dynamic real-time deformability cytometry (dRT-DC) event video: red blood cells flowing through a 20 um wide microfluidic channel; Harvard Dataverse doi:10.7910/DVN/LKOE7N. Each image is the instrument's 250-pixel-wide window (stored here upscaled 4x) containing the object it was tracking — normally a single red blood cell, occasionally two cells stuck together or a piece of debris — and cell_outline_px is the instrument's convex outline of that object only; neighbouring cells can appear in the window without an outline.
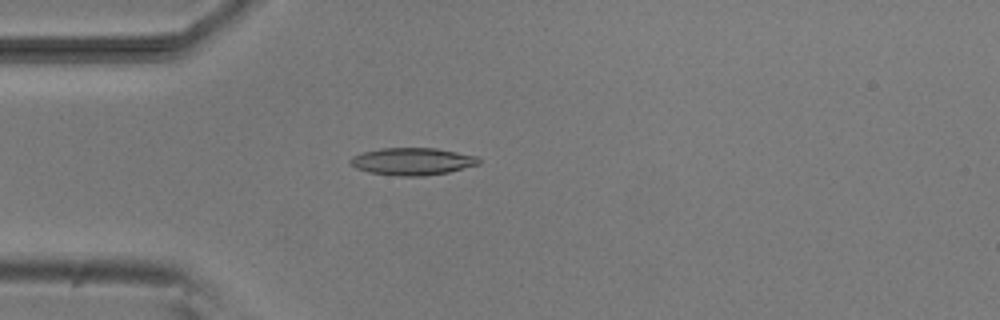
{"species": "common noctule bat (a hibernating species)", "species_latin": "Nyctalus noctula", "temperature_condition": "room temperature", "stored_images_in_passage": 51, "camera_frame_rate_fps": 3000, "um_per_image_px": 0.085, "animal": {"sex": "male", "body_mass_g": 20.5, "forearm_length_mm": 52.5}, "frame": {"image": 1, "passage_image": 13, "time_ms": 4.0, "image_size_px": [1000, 320], "cell_outline_px": [[480, 164], [448, 172], [424, 176], [400, 176], [368, 172], [356, 168], [348, 160], [352, 156], [364, 152], [380, 148], [436, 148], [476, 156], [480, 160]], "centroid_in_image_um": [35.04, 13.72], "position_along_channel_um": 50.0, "area_um2": 20.35}}
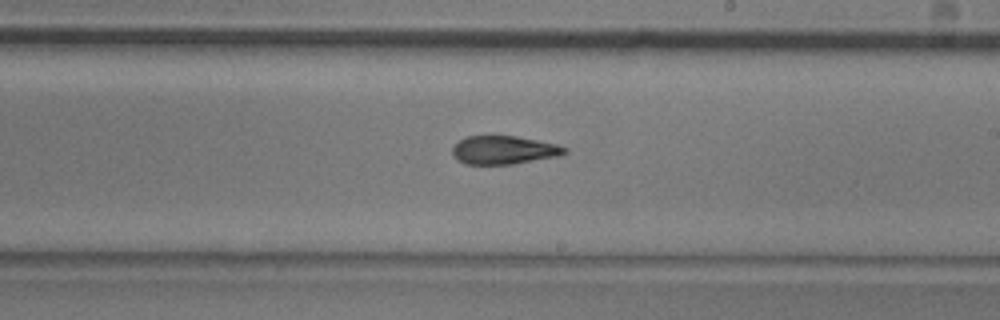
{"frame": {"image": 2, "passage_image": 29, "time_ms": 9.333, "image_size_px": [1000, 320], "cell_outline_px": [[568, 152], [560, 156], [512, 164], [464, 164], [452, 152], [452, 148], [464, 136], [516, 136], [556, 144], [568, 148]], "centroid_in_image_um": [42.86, 12.75], "position_along_channel_um": 246.1, "area_um2": 18.44}}
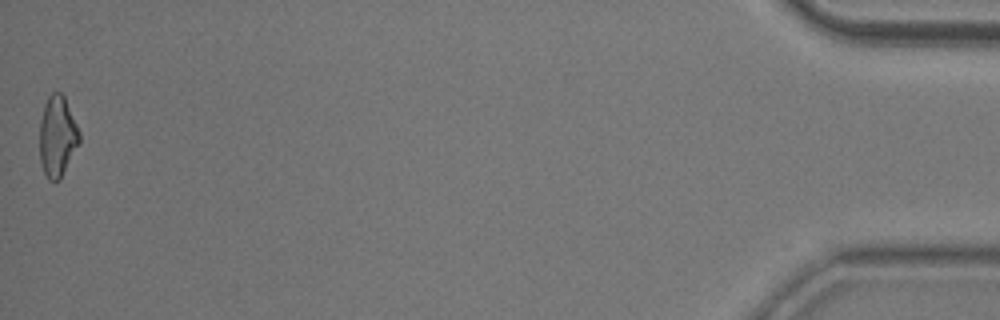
{"frame": {"image": 3, "passage_image": 51, "time_ms": 16.667, "image_size_px": [1000, 320], "cell_outline_px": [[80, 140], [60, 180], [48, 180], [44, 172], [40, 160], [40, 120], [44, 104], [48, 96], [52, 92], [60, 92], [64, 96], [80, 132]], "centroid_in_image_um": [4.87, 11.57], "position_along_channel_um": 430.3, "area_um2": 18.55}, "authors_computed_cell_mechanics": {"area_um2": 19.1318, "velocity_mm_per_s": 3.8493, "shape_relaxation_time_tau1_ms": 6.0653, "shape_relaxation_time_tau2_ms": 3.9308, "deformation_change_tau1": 0.1789, "deformation_change_tau2": 0.1378}}